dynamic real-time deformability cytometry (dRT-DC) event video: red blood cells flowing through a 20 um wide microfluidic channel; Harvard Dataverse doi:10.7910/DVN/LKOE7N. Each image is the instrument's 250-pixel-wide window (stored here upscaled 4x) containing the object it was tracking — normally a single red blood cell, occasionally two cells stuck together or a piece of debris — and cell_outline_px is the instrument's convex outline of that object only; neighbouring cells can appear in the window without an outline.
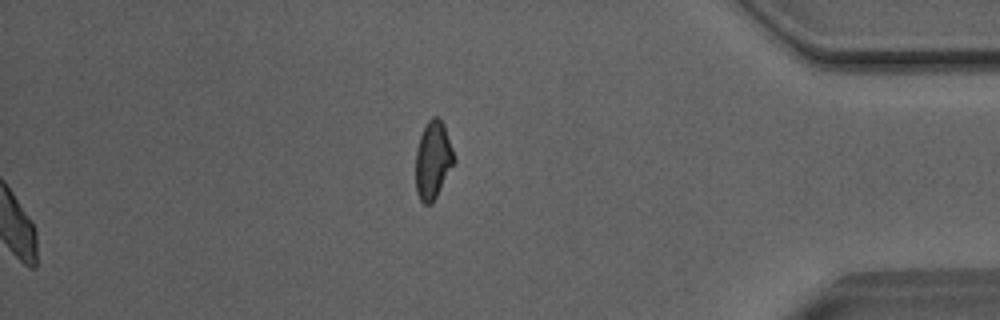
{"species": "Egyptian fruit bat (a non-hibernating species)", "species_latin": "Rousettus aegyptiacus", "temperature_condition": "room temperature", "stored_images_in_passage": 53, "camera_frame_rate_fps": 3000, "um_per_image_px": 0.085, "animal": {"sex": "male"}, "frame": {"image": 1, "passage_image": 53, "time_ms": 17.333, "image_size_px": [1000, 320], "cell_outline_px": [[456, 160], [432, 204], [424, 204], [420, 200], [416, 192], [416, 148], [424, 124], [432, 116], [436, 116], [444, 124]], "centroid_in_image_um": [36.79, 13.59], "position_along_channel_um": 398.4, "area_um2": 17.46}, "authors_computed_cell_mechanics": {"area_um2": 20.6346, "velocity_mm_per_s": 4.0264, "shape_relaxation_time_tau1_ms": null, "shape_relaxation_time_tau2_ms": 1.2263, "deformation_change_tau1": null, "deformation_change_tau2": 0.0581}}